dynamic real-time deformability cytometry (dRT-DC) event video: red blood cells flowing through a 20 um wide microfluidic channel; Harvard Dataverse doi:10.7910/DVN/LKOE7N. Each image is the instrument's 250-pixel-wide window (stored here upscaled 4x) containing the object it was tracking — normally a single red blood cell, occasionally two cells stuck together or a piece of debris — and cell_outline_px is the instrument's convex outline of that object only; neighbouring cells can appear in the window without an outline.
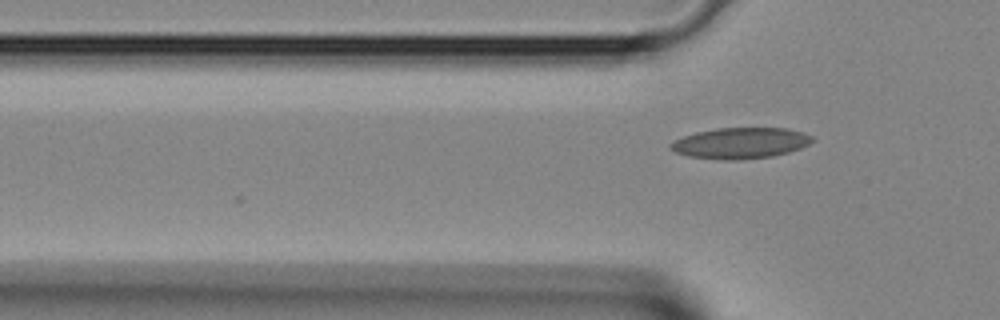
{"species": "Egyptian fruit bat (a non-hibernating species)", "species_latin": "Rousettus aegyptiacus", "temperature_condition": "room temperature", "stored_images_in_passage": 3, "camera_frame_rate_fps": 3000, "um_per_image_px": 0.085, "animal": {"sex": "female"}, "frame": {"image": 1, "passage_image": 3, "time_ms": 0.667, "image_size_px": [1000, 320], "cell_outline_px": [[816, 140], [800, 148], [788, 152], [772, 156], [736, 160], [724, 160], [688, 156], [676, 152], [668, 148], [668, 144], [684, 136], [696, 132], [716, 128], [788, 128], [804, 132], [812, 136]], "centroid_in_image_um": [62.95, 12.15], "position_along_channel_um": 62.9, "area_um2": 25.61}}